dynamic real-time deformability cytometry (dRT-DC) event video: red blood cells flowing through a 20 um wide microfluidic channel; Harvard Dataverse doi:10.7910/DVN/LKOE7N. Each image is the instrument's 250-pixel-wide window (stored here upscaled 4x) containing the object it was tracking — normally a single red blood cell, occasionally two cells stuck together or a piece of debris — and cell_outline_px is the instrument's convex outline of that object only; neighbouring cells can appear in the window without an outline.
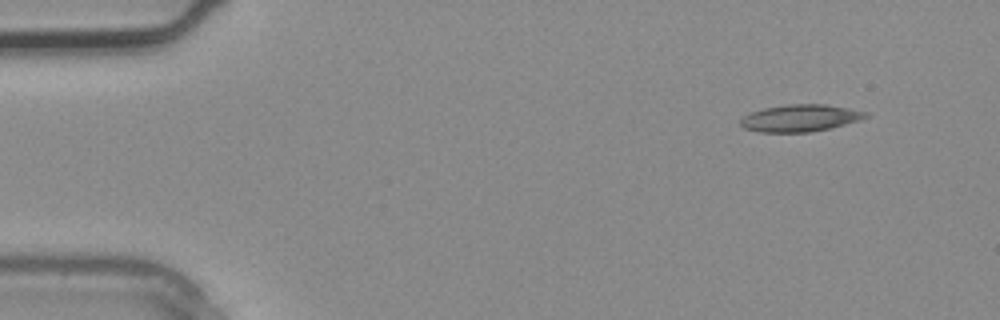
{"species": "common noctule bat (a hibernating species)", "species_latin": "Nyctalus noctula", "temperature_condition": "warm", "stored_images_in_passage": 3, "camera_frame_rate_fps": 3000, "um_per_image_px": 0.085, "animal": {"sex": "male", "body_mass_g": 20.4}, "frame": {"image": 1, "passage_image": 1, "time_ms": 0.0, "image_size_px": [1000, 320], "cell_outline_px": [[868, 116], [860, 120], [832, 128], [808, 132], [760, 132], [744, 128], [740, 124], [740, 120], [744, 116], [752, 112], [764, 108], [788, 104], [828, 104], [868, 112]], "centroid_in_image_um": [68.04, 10.03], "position_along_channel_um": 17.0, "area_um2": 19.71}}
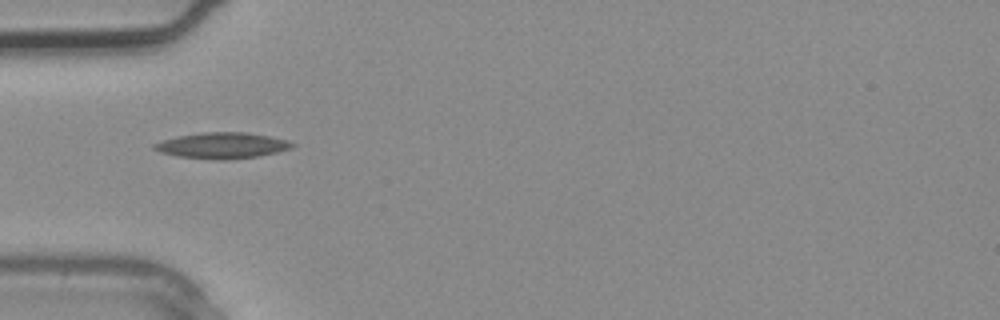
{"frame": {"image": 2, "passage_image": 3, "time_ms": 0.667, "image_size_px": [1000, 320], "cell_outline_px": [[296, 144], [292, 148], [276, 152], [256, 156], [228, 160], [220, 160], [176, 156], [160, 152], [152, 148], [152, 144], [164, 140], [180, 136], [204, 132], [248, 132], [288, 140]], "centroid_in_image_um": [18.89, 12.37], "position_along_channel_um": 66.1, "area_um2": 20.75}}